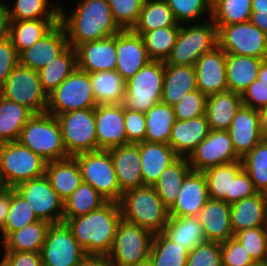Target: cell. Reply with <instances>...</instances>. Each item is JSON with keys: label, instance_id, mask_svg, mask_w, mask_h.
Masks as SVG:
<instances>
[{"label": "cell", "instance_id": "obj_1", "mask_svg": "<svg viewBox=\"0 0 267 266\" xmlns=\"http://www.w3.org/2000/svg\"><path fill=\"white\" fill-rule=\"evenodd\" d=\"M59 16L68 44L74 48L85 42L112 37L121 30L113 19L107 0H80L70 15H66L60 6Z\"/></svg>", "mask_w": 267, "mask_h": 266}, {"label": "cell", "instance_id": "obj_2", "mask_svg": "<svg viewBox=\"0 0 267 266\" xmlns=\"http://www.w3.org/2000/svg\"><path fill=\"white\" fill-rule=\"evenodd\" d=\"M86 255H108L118 224L122 220L118 202H106L99 209L75 218H63Z\"/></svg>", "mask_w": 267, "mask_h": 266}, {"label": "cell", "instance_id": "obj_3", "mask_svg": "<svg viewBox=\"0 0 267 266\" xmlns=\"http://www.w3.org/2000/svg\"><path fill=\"white\" fill-rule=\"evenodd\" d=\"M119 205L123 220L136 224L153 235L164 232L169 209L153 186L144 185L124 191Z\"/></svg>", "mask_w": 267, "mask_h": 266}, {"label": "cell", "instance_id": "obj_4", "mask_svg": "<svg viewBox=\"0 0 267 266\" xmlns=\"http://www.w3.org/2000/svg\"><path fill=\"white\" fill-rule=\"evenodd\" d=\"M46 162L69 158L56 116L34 114L22 128L17 140Z\"/></svg>", "mask_w": 267, "mask_h": 266}, {"label": "cell", "instance_id": "obj_5", "mask_svg": "<svg viewBox=\"0 0 267 266\" xmlns=\"http://www.w3.org/2000/svg\"><path fill=\"white\" fill-rule=\"evenodd\" d=\"M207 179L209 199L233 204L258 193L242 160L207 168L203 171Z\"/></svg>", "mask_w": 267, "mask_h": 266}, {"label": "cell", "instance_id": "obj_6", "mask_svg": "<svg viewBox=\"0 0 267 266\" xmlns=\"http://www.w3.org/2000/svg\"><path fill=\"white\" fill-rule=\"evenodd\" d=\"M46 161L18 141L0 144V183L14 188L17 184L45 175Z\"/></svg>", "mask_w": 267, "mask_h": 266}, {"label": "cell", "instance_id": "obj_7", "mask_svg": "<svg viewBox=\"0 0 267 266\" xmlns=\"http://www.w3.org/2000/svg\"><path fill=\"white\" fill-rule=\"evenodd\" d=\"M164 78V61L151 60L126 81L123 106L146 113L161 102Z\"/></svg>", "mask_w": 267, "mask_h": 266}, {"label": "cell", "instance_id": "obj_8", "mask_svg": "<svg viewBox=\"0 0 267 266\" xmlns=\"http://www.w3.org/2000/svg\"><path fill=\"white\" fill-rule=\"evenodd\" d=\"M187 26H180L176 43L164 64L194 66L199 57L218 46V29L211 19Z\"/></svg>", "mask_w": 267, "mask_h": 266}, {"label": "cell", "instance_id": "obj_9", "mask_svg": "<svg viewBox=\"0 0 267 266\" xmlns=\"http://www.w3.org/2000/svg\"><path fill=\"white\" fill-rule=\"evenodd\" d=\"M77 160L84 183L90 184L107 202H118L123 192L119 188L109 150L81 153Z\"/></svg>", "mask_w": 267, "mask_h": 266}, {"label": "cell", "instance_id": "obj_10", "mask_svg": "<svg viewBox=\"0 0 267 266\" xmlns=\"http://www.w3.org/2000/svg\"><path fill=\"white\" fill-rule=\"evenodd\" d=\"M96 106L89 73L76 69L48 95L46 113L56 116L73 110L94 109Z\"/></svg>", "mask_w": 267, "mask_h": 266}, {"label": "cell", "instance_id": "obj_11", "mask_svg": "<svg viewBox=\"0 0 267 266\" xmlns=\"http://www.w3.org/2000/svg\"><path fill=\"white\" fill-rule=\"evenodd\" d=\"M69 157L97 151L95 108L56 115Z\"/></svg>", "mask_w": 267, "mask_h": 266}, {"label": "cell", "instance_id": "obj_12", "mask_svg": "<svg viewBox=\"0 0 267 266\" xmlns=\"http://www.w3.org/2000/svg\"><path fill=\"white\" fill-rule=\"evenodd\" d=\"M0 95L29 108L34 114L46 113L48 96L42 90L39 72L18 64L7 77Z\"/></svg>", "mask_w": 267, "mask_h": 266}, {"label": "cell", "instance_id": "obj_13", "mask_svg": "<svg viewBox=\"0 0 267 266\" xmlns=\"http://www.w3.org/2000/svg\"><path fill=\"white\" fill-rule=\"evenodd\" d=\"M40 254L43 266H78L86 256L65 220L48 223Z\"/></svg>", "mask_w": 267, "mask_h": 266}, {"label": "cell", "instance_id": "obj_14", "mask_svg": "<svg viewBox=\"0 0 267 266\" xmlns=\"http://www.w3.org/2000/svg\"><path fill=\"white\" fill-rule=\"evenodd\" d=\"M153 234L125 220L118 224L110 253L115 266H132L149 259Z\"/></svg>", "mask_w": 267, "mask_h": 266}, {"label": "cell", "instance_id": "obj_15", "mask_svg": "<svg viewBox=\"0 0 267 266\" xmlns=\"http://www.w3.org/2000/svg\"><path fill=\"white\" fill-rule=\"evenodd\" d=\"M215 26L218 29V46L226 54L267 58V34L250 21Z\"/></svg>", "mask_w": 267, "mask_h": 266}, {"label": "cell", "instance_id": "obj_16", "mask_svg": "<svg viewBox=\"0 0 267 266\" xmlns=\"http://www.w3.org/2000/svg\"><path fill=\"white\" fill-rule=\"evenodd\" d=\"M13 189L29 202L39 220L49 223L63 220V200L45 175L23 181Z\"/></svg>", "mask_w": 267, "mask_h": 266}, {"label": "cell", "instance_id": "obj_17", "mask_svg": "<svg viewBox=\"0 0 267 266\" xmlns=\"http://www.w3.org/2000/svg\"><path fill=\"white\" fill-rule=\"evenodd\" d=\"M187 159L192 171L201 172L213 166L241 160L225 130H210Z\"/></svg>", "mask_w": 267, "mask_h": 266}, {"label": "cell", "instance_id": "obj_18", "mask_svg": "<svg viewBox=\"0 0 267 266\" xmlns=\"http://www.w3.org/2000/svg\"><path fill=\"white\" fill-rule=\"evenodd\" d=\"M95 122L97 150L130 144L126 136L123 104L97 105Z\"/></svg>", "mask_w": 267, "mask_h": 266}, {"label": "cell", "instance_id": "obj_19", "mask_svg": "<svg viewBox=\"0 0 267 266\" xmlns=\"http://www.w3.org/2000/svg\"><path fill=\"white\" fill-rule=\"evenodd\" d=\"M116 50V71L125 81L151 61L142 35L135 33L132 29L120 30L116 34Z\"/></svg>", "mask_w": 267, "mask_h": 266}, {"label": "cell", "instance_id": "obj_20", "mask_svg": "<svg viewBox=\"0 0 267 266\" xmlns=\"http://www.w3.org/2000/svg\"><path fill=\"white\" fill-rule=\"evenodd\" d=\"M197 89L205 95L228 90L226 53L219 46L203 54L194 65Z\"/></svg>", "mask_w": 267, "mask_h": 266}, {"label": "cell", "instance_id": "obj_21", "mask_svg": "<svg viewBox=\"0 0 267 266\" xmlns=\"http://www.w3.org/2000/svg\"><path fill=\"white\" fill-rule=\"evenodd\" d=\"M208 200L206 176L201 171H191L183 181L177 200L169 209V216L197 217Z\"/></svg>", "mask_w": 267, "mask_h": 266}, {"label": "cell", "instance_id": "obj_22", "mask_svg": "<svg viewBox=\"0 0 267 266\" xmlns=\"http://www.w3.org/2000/svg\"><path fill=\"white\" fill-rule=\"evenodd\" d=\"M75 50L77 53V69L83 72L116 70V34L102 40L85 42L78 45Z\"/></svg>", "mask_w": 267, "mask_h": 266}, {"label": "cell", "instance_id": "obj_23", "mask_svg": "<svg viewBox=\"0 0 267 266\" xmlns=\"http://www.w3.org/2000/svg\"><path fill=\"white\" fill-rule=\"evenodd\" d=\"M68 45L65 29L58 23L42 39L19 54V64L39 71L58 56Z\"/></svg>", "mask_w": 267, "mask_h": 266}, {"label": "cell", "instance_id": "obj_24", "mask_svg": "<svg viewBox=\"0 0 267 266\" xmlns=\"http://www.w3.org/2000/svg\"><path fill=\"white\" fill-rule=\"evenodd\" d=\"M227 131L236 154L243 158L263 139L259 111L242 105Z\"/></svg>", "mask_w": 267, "mask_h": 266}, {"label": "cell", "instance_id": "obj_25", "mask_svg": "<svg viewBox=\"0 0 267 266\" xmlns=\"http://www.w3.org/2000/svg\"><path fill=\"white\" fill-rule=\"evenodd\" d=\"M119 188L122 192L143 186L138 143L109 148Z\"/></svg>", "mask_w": 267, "mask_h": 266}, {"label": "cell", "instance_id": "obj_26", "mask_svg": "<svg viewBox=\"0 0 267 266\" xmlns=\"http://www.w3.org/2000/svg\"><path fill=\"white\" fill-rule=\"evenodd\" d=\"M231 204L209 199L197 216L206 241L224 243L234 237L231 226Z\"/></svg>", "mask_w": 267, "mask_h": 266}, {"label": "cell", "instance_id": "obj_27", "mask_svg": "<svg viewBox=\"0 0 267 266\" xmlns=\"http://www.w3.org/2000/svg\"><path fill=\"white\" fill-rule=\"evenodd\" d=\"M210 131L206 115L188 120H176L171 130L169 145L178 157H186L208 136Z\"/></svg>", "mask_w": 267, "mask_h": 266}, {"label": "cell", "instance_id": "obj_28", "mask_svg": "<svg viewBox=\"0 0 267 266\" xmlns=\"http://www.w3.org/2000/svg\"><path fill=\"white\" fill-rule=\"evenodd\" d=\"M230 217L234 235L245 229L267 227V194L258 192L231 204Z\"/></svg>", "mask_w": 267, "mask_h": 266}, {"label": "cell", "instance_id": "obj_29", "mask_svg": "<svg viewBox=\"0 0 267 266\" xmlns=\"http://www.w3.org/2000/svg\"><path fill=\"white\" fill-rule=\"evenodd\" d=\"M138 148L143 186H153L162 172L178 158L169 144L144 141L138 143Z\"/></svg>", "mask_w": 267, "mask_h": 266}, {"label": "cell", "instance_id": "obj_30", "mask_svg": "<svg viewBox=\"0 0 267 266\" xmlns=\"http://www.w3.org/2000/svg\"><path fill=\"white\" fill-rule=\"evenodd\" d=\"M165 78L161 102L173 106L187 93L197 90L193 65L164 64Z\"/></svg>", "mask_w": 267, "mask_h": 266}, {"label": "cell", "instance_id": "obj_31", "mask_svg": "<svg viewBox=\"0 0 267 266\" xmlns=\"http://www.w3.org/2000/svg\"><path fill=\"white\" fill-rule=\"evenodd\" d=\"M242 105L241 95L230 90L208 95L205 115L210 130L227 131Z\"/></svg>", "mask_w": 267, "mask_h": 266}, {"label": "cell", "instance_id": "obj_32", "mask_svg": "<svg viewBox=\"0 0 267 266\" xmlns=\"http://www.w3.org/2000/svg\"><path fill=\"white\" fill-rule=\"evenodd\" d=\"M45 176L63 201L83 182L79 164L74 157L47 162Z\"/></svg>", "mask_w": 267, "mask_h": 266}, {"label": "cell", "instance_id": "obj_33", "mask_svg": "<svg viewBox=\"0 0 267 266\" xmlns=\"http://www.w3.org/2000/svg\"><path fill=\"white\" fill-rule=\"evenodd\" d=\"M262 58L226 54V77L228 90L242 95L247 87L257 79Z\"/></svg>", "mask_w": 267, "mask_h": 266}, {"label": "cell", "instance_id": "obj_34", "mask_svg": "<svg viewBox=\"0 0 267 266\" xmlns=\"http://www.w3.org/2000/svg\"><path fill=\"white\" fill-rule=\"evenodd\" d=\"M192 171L186 157H178L160 175L153 187L163 204L170 209L179 194L185 177Z\"/></svg>", "mask_w": 267, "mask_h": 266}, {"label": "cell", "instance_id": "obj_35", "mask_svg": "<svg viewBox=\"0 0 267 266\" xmlns=\"http://www.w3.org/2000/svg\"><path fill=\"white\" fill-rule=\"evenodd\" d=\"M59 19H34L10 22L9 38L20 54L42 39L57 24Z\"/></svg>", "mask_w": 267, "mask_h": 266}, {"label": "cell", "instance_id": "obj_36", "mask_svg": "<svg viewBox=\"0 0 267 266\" xmlns=\"http://www.w3.org/2000/svg\"><path fill=\"white\" fill-rule=\"evenodd\" d=\"M76 69L77 53L74 47L68 45L49 64L38 71L42 90L48 96Z\"/></svg>", "mask_w": 267, "mask_h": 266}, {"label": "cell", "instance_id": "obj_37", "mask_svg": "<svg viewBox=\"0 0 267 266\" xmlns=\"http://www.w3.org/2000/svg\"><path fill=\"white\" fill-rule=\"evenodd\" d=\"M89 78L96 105L123 104L126 81L116 70L92 72Z\"/></svg>", "mask_w": 267, "mask_h": 266}, {"label": "cell", "instance_id": "obj_38", "mask_svg": "<svg viewBox=\"0 0 267 266\" xmlns=\"http://www.w3.org/2000/svg\"><path fill=\"white\" fill-rule=\"evenodd\" d=\"M34 113L0 95V144L17 141L22 128Z\"/></svg>", "mask_w": 267, "mask_h": 266}, {"label": "cell", "instance_id": "obj_39", "mask_svg": "<svg viewBox=\"0 0 267 266\" xmlns=\"http://www.w3.org/2000/svg\"><path fill=\"white\" fill-rule=\"evenodd\" d=\"M173 242L185 247L189 252L206 241L202 225L198 217L169 216L163 232Z\"/></svg>", "mask_w": 267, "mask_h": 266}, {"label": "cell", "instance_id": "obj_40", "mask_svg": "<svg viewBox=\"0 0 267 266\" xmlns=\"http://www.w3.org/2000/svg\"><path fill=\"white\" fill-rule=\"evenodd\" d=\"M181 26L164 0H144L140 16L132 30L143 35L161 27Z\"/></svg>", "mask_w": 267, "mask_h": 266}, {"label": "cell", "instance_id": "obj_41", "mask_svg": "<svg viewBox=\"0 0 267 266\" xmlns=\"http://www.w3.org/2000/svg\"><path fill=\"white\" fill-rule=\"evenodd\" d=\"M48 223L39 220L11 232L2 240L5 251L40 252L46 238Z\"/></svg>", "mask_w": 267, "mask_h": 266}, {"label": "cell", "instance_id": "obj_42", "mask_svg": "<svg viewBox=\"0 0 267 266\" xmlns=\"http://www.w3.org/2000/svg\"><path fill=\"white\" fill-rule=\"evenodd\" d=\"M145 118V141L168 144L173 124L176 121L173 107L159 102L145 113Z\"/></svg>", "mask_w": 267, "mask_h": 266}, {"label": "cell", "instance_id": "obj_43", "mask_svg": "<svg viewBox=\"0 0 267 266\" xmlns=\"http://www.w3.org/2000/svg\"><path fill=\"white\" fill-rule=\"evenodd\" d=\"M107 201L90 184L82 182L79 187L63 201V218L87 215L99 209Z\"/></svg>", "mask_w": 267, "mask_h": 266}, {"label": "cell", "instance_id": "obj_44", "mask_svg": "<svg viewBox=\"0 0 267 266\" xmlns=\"http://www.w3.org/2000/svg\"><path fill=\"white\" fill-rule=\"evenodd\" d=\"M189 251L163 232L153 236L149 259L153 266H186Z\"/></svg>", "mask_w": 267, "mask_h": 266}, {"label": "cell", "instance_id": "obj_45", "mask_svg": "<svg viewBox=\"0 0 267 266\" xmlns=\"http://www.w3.org/2000/svg\"><path fill=\"white\" fill-rule=\"evenodd\" d=\"M252 0H212L211 20L215 25L250 21Z\"/></svg>", "mask_w": 267, "mask_h": 266}, {"label": "cell", "instance_id": "obj_46", "mask_svg": "<svg viewBox=\"0 0 267 266\" xmlns=\"http://www.w3.org/2000/svg\"><path fill=\"white\" fill-rule=\"evenodd\" d=\"M180 26L161 27L142 35L148 56L154 61H166L176 43Z\"/></svg>", "mask_w": 267, "mask_h": 266}, {"label": "cell", "instance_id": "obj_47", "mask_svg": "<svg viewBox=\"0 0 267 266\" xmlns=\"http://www.w3.org/2000/svg\"><path fill=\"white\" fill-rule=\"evenodd\" d=\"M39 221L31 205L13 188H10V203L4 227L0 230L3 240L11 233Z\"/></svg>", "mask_w": 267, "mask_h": 266}, {"label": "cell", "instance_id": "obj_48", "mask_svg": "<svg viewBox=\"0 0 267 266\" xmlns=\"http://www.w3.org/2000/svg\"><path fill=\"white\" fill-rule=\"evenodd\" d=\"M14 3L12 10L10 8L8 10L10 21L59 19L60 17V4L58 3L54 5L48 0H16Z\"/></svg>", "mask_w": 267, "mask_h": 266}, {"label": "cell", "instance_id": "obj_49", "mask_svg": "<svg viewBox=\"0 0 267 266\" xmlns=\"http://www.w3.org/2000/svg\"><path fill=\"white\" fill-rule=\"evenodd\" d=\"M241 160L243 169L249 175L255 189L267 194V140L262 139Z\"/></svg>", "mask_w": 267, "mask_h": 266}, {"label": "cell", "instance_id": "obj_50", "mask_svg": "<svg viewBox=\"0 0 267 266\" xmlns=\"http://www.w3.org/2000/svg\"><path fill=\"white\" fill-rule=\"evenodd\" d=\"M178 23L189 24L196 22L205 13H209L211 19L212 0H164Z\"/></svg>", "mask_w": 267, "mask_h": 266}, {"label": "cell", "instance_id": "obj_51", "mask_svg": "<svg viewBox=\"0 0 267 266\" xmlns=\"http://www.w3.org/2000/svg\"><path fill=\"white\" fill-rule=\"evenodd\" d=\"M238 239L254 262H265L267 256V227H256L237 232Z\"/></svg>", "mask_w": 267, "mask_h": 266}, {"label": "cell", "instance_id": "obj_52", "mask_svg": "<svg viewBox=\"0 0 267 266\" xmlns=\"http://www.w3.org/2000/svg\"><path fill=\"white\" fill-rule=\"evenodd\" d=\"M115 23L121 30L132 29L140 16L144 0H107Z\"/></svg>", "mask_w": 267, "mask_h": 266}, {"label": "cell", "instance_id": "obj_53", "mask_svg": "<svg viewBox=\"0 0 267 266\" xmlns=\"http://www.w3.org/2000/svg\"><path fill=\"white\" fill-rule=\"evenodd\" d=\"M207 97L198 89L187 93L177 104L172 106L176 120H188L205 115Z\"/></svg>", "mask_w": 267, "mask_h": 266}, {"label": "cell", "instance_id": "obj_54", "mask_svg": "<svg viewBox=\"0 0 267 266\" xmlns=\"http://www.w3.org/2000/svg\"><path fill=\"white\" fill-rule=\"evenodd\" d=\"M186 266H222L221 244L204 241L188 253Z\"/></svg>", "mask_w": 267, "mask_h": 266}, {"label": "cell", "instance_id": "obj_55", "mask_svg": "<svg viewBox=\"0 0 267 266\" xmlns=\"http://www.w3.org/2000/svg\"><path fill=\"white\" fill-rule=\"evenodd\" d=\"M222 266H251L255 262L235 237L221 243Z\"/></svg>", "mask_w": 267, "mask_h": 266}, {"label": "cell", "instance_id": "obj_56", "mask_svg": "<svg viewBox=\"0 0 267 266\" xmlns=\"http://www.w3.org/2000/svg\"><path fill=\"white\" fill-rule=\"evenodd\" d=\"M124 124L127 141L129 143H139L145 141L146 118L145 113L131 111L124 107Z\"/></svg>", "mask_w": 267, "mask_h": 266}, {"label": "cell", "instance_id": "obj_57", "mask_svg": "<svg viewBox=\"0 0 267 266\" xmlns=\"http://www.w3.org/2000/svg\"><path fill=\"white\" fill-rule=\"evenodd\" d=\"M19 64V54L9 37L0 40V89L4 86L7 77Z\"/></svg>", "mask_w": 267, "mask_h": 266}, {"label": "cell", "instance_id": "obj_58", "mask_svg": "<svg viewBox=\"0 0 267 266\" xmlns=\"http://www.w3.org/2000/svg\"><path fill=\"white\" fill-rule=\"evenodd\" d=\"M242 103L254 110H261L267 106V85L256 79L242 93Z\"/></svg>", "mask_w": 267, "mask_h": 266}, {"label": "cell", "instance_id": "obj_59", "mask_svg": "<svg viewBox=\"0 0 267 266\" xmlns=\"http://www.w3.org/2000/svg\"><path fill=\"white\" fill-rule=\"evenodd\" d=\"M1 261L6 266H43L40 252L5 251Z\"/></svg>", "mask_w": 267, "mask_h": 266}, {"label": "cell", "instance_id": "obj_60", "mask_svg": "<svg viewBox=\"0 0 267 266\" xmlns=\"http://www.w3.org/2000/svg\"><path fill=\"white\" fill-rule=\"evenodd\" d=\"M10 203V187H0V230L4 227Z\"/></svg>", "mask_w": 267, "mask_h": 266}, {"label": "cell", "instance_id": "obj_61", "mask_svg": "<svg viewBox=\"0 0 267 266\" xmlns=\"http://www.w3.org/2000/svg\"><path fill=\"white\" fill-rule=\"evenodd\" d=\"M9 5L0 0V40L9 37L10 16Z\"/></svg>", "mask_w": 267, "mask_h": 266}, {"label": "cell", "instance_id": "obj_62", "mask_svg": "<svg viewBox=\"0 0 267 266\" xmlns=\"http://www.w3.org/2000/svg\"><path fill=\"white\" fill-rule=\"evenodd\" d=\"M78 266H115L106 255H86Z\"/></svg>", "mask_w": 267, "mask_h": 266}, {"label": "cell", "instance_id": "obj_63", "mask_svg": "<svg viewBox=\"0 0 267 266\" xmlns=\"http://www.w3.org/2000/svg\"><path fill=\"white\" fill-rule=\"evenodd\" d=\"M250 22L267 34V11H252Z\"/></svg>", "mask_w": 267, "mask_h": 266}, {"label": "cell", "instance_id": "obj_64", "mask_svg": "<svg viewBox=\"0 0 267 266\" xmlns=\"http://www.w3.org/2000/svg\"><path fill=\"white\" fill-rule=\"evenodd\" d=\"M260 114V132L262 138L267 140V106L259 110Z\"/></svg>", "mask_w": 267, "mask_h": 266}, {"label": "cell", "instance_id": "obj_65", "mask_svg": "<svg viewBox=\"0 0 267 266\" xmlns=\"http://www.w3.org/2000/svg\"><path fill=\"white\" fill-rule=\"evenodd\" d=\"M257 79L261 81L263 84L267 85V58L263 59L260 65Z\"/></svg>", "mask_w": 267, "mask_h": 266}, {"label": "cell", "instance_id": "obj_66", "mask_svg": "<svg viewBox=\"0 0 267 266\" xmlns=\"http://www.w3.org/2000/svg\"><path fill=\"white\" fill-rule=\"evenodd\" d=\"M252 11H267V0H252Z\"/></svg>", "mask_w": 267, "mask_h": 266}, {"label": "cell", "instance_id": "obj_67", "mask_svg": "<svg viewBox=\"0 0 267 266\" xmlns=\"http://www.w3.org/2000/svg\"><path fill=\"white\" fill-rule=\"evenodd\" d=\"M132 266H153V265H152V262L150 261V259H147L141 263H137V264L132 265Z\"/></svg>", "mask_w": 267, "mask_h": 266}, {"label": "cell", "instance_id": "obj_68", "mask_svg": "<svg viewBox=\"0 0 267 266\" xmlns=\"http://www.w3.org/2000/svg\"><path fill=\"white\" fill-rule=\"evenodd\" d=\"M251 266H267V263L266 262H255Z\"/></svg>", "mask_w": 267, "mask_h": 266}, {"label": "cell", "instance_id": "obj_69", "mask_svg": "<svg viewBox=\"0 0 267 266\" xmlns=\"http://www.w3.org/2000/svg\"><path fill=\"white\" fill-rule=\"evenodd\" d=\"M0 266H6L2 261H0Z\"/></svg>", "mask_w": 267, "mask_h": 266}]
</instances>
